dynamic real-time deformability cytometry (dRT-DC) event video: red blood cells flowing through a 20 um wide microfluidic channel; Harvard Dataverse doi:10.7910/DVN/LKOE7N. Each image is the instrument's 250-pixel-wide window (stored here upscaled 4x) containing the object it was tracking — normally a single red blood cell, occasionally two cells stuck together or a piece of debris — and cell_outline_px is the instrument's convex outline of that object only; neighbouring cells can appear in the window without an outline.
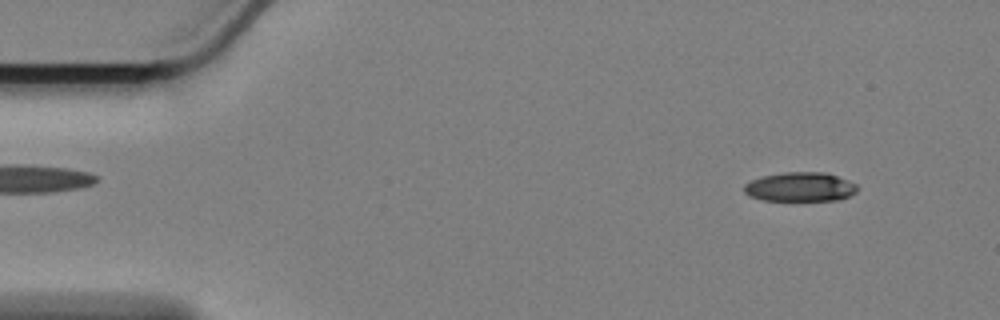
{"species": "Egyptian fruit bat (a non-hibernating species)", "species_latin": "Rousettus aegyptiacus", "temperature_condition": "cold", "stored_images_in_passage": 58, "camera_frame_rate_fps": 3000, "um_per_image_px": 0.085, "animal": {"sex": "female"}, "frame": {"image": 1, "passage_image": 5, "time_ms": 1.333, "image_size_px": [1000, 320], "cell_outline_px": [[856, 192], [840, 200], [764, 200], [748, 196], [744, 192], [744, 184], [752, 180], [764, 176], [784, 172], [824, 172], [848, 180], [856, 184]], "centroid_in_image_um": [68.0, 15.89], "position_along_channel_um": 17.0, "area_um2": 19.13}}
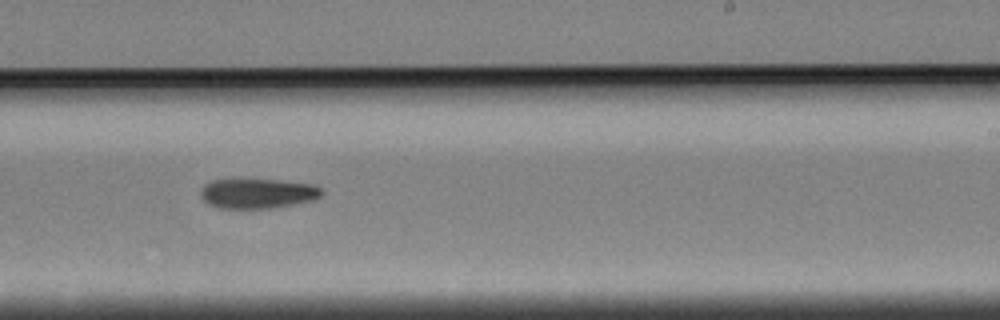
{"frame": {"image": 2, "passage_image": 35, "time_ms": 11.333, "image_size_px": [1000, 320], "cell_outline_px": [[324, 192], [316, 200], [296, 204], [268, 208], [220, 208], [208, 204], [200, 196], [200, 192], [204, 184], [212, 180], [280, 180], [312, 184], [320, 188]], "centroid_in_image_um": [21.91, 16.45], "position_along_channel_um": 267.1, "area_um2": 21.04}}
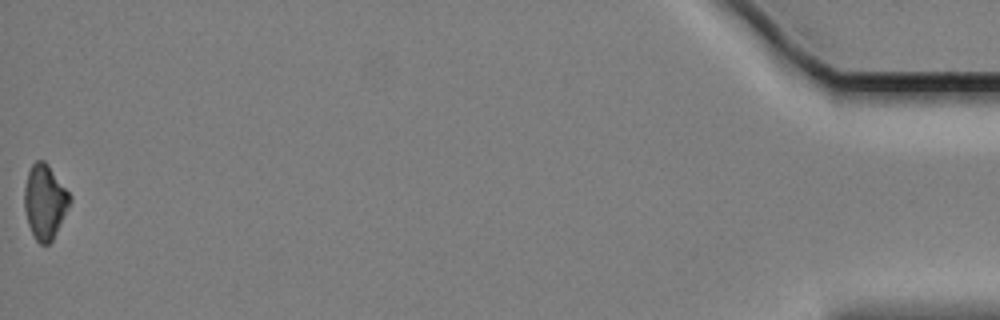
{"frame": {"image": 3, "passage_image": 58, "time_ms": 19.0, "image_size_px": [1000, 320], "cell_outline_px": [[72, 200], [52, 240], [48, 244], [40, 244], [36, 240], [28, 224], [24, 208], [24, 188], [28, 172], [32, 164], [36, 160], [44, 160], [48, 164], [72, 196]], "centroid_in_image_um": [3.81, 17.12], "position_along_channel_um": 431.4, "area_um2": 19.65}, "authors_computed_cell_mechanics": {"area_um2": 21.2993, "velocity_mm_per_s": 3.404, "shape_relaxation_time_tau1_ms": 7.9188, "shape_relaxation_time_tau2_ms": null, "deformation_change_tau1": 0.148, "deformation_change_tau2": null}}